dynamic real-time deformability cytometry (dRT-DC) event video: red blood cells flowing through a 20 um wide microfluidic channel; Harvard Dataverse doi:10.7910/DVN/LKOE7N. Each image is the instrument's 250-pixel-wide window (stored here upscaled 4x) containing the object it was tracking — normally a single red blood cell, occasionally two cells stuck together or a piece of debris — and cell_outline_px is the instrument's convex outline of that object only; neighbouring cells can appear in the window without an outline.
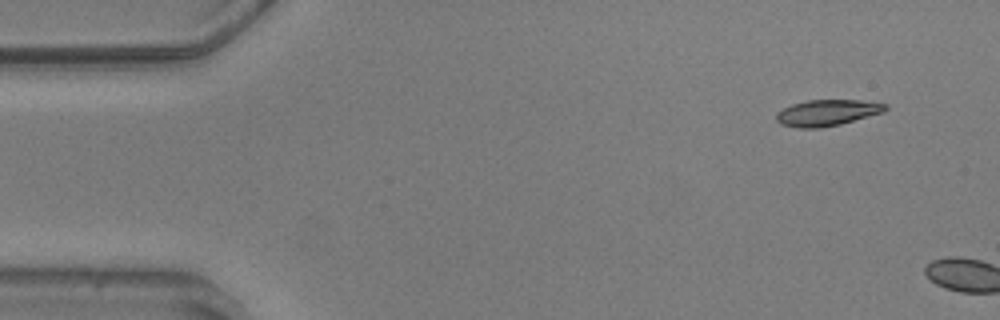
{"species": "common noctule bat (a hibernating species)", "species_latin": "Nyctalus noctula", "temperature_condition": "warm", "stored_images_in_passage": 3, "camera_frame_rate_fps": 3000, "um_per_image_px": 0.085, "animal": {"sex": "male", "body_mass_g": 20.5, "forearm_length_mm": 52.5}, "frame": {"image": 1, "passage_image": 1, "time_ms": 0.0, "image_size_px": [1000, 320], "cell_outline_px": [[888, 108], [884, 112], [840, 124], [820, 128], [796, 128], [780, 124], [776, 120], [776, 112], [792, 104], [808, 100], [860, 100], [888, 104]], "centroid_in_image_um": [70.3, 9.58], "position_along_channel_um": 14.7, "area_um2": 16.7}}